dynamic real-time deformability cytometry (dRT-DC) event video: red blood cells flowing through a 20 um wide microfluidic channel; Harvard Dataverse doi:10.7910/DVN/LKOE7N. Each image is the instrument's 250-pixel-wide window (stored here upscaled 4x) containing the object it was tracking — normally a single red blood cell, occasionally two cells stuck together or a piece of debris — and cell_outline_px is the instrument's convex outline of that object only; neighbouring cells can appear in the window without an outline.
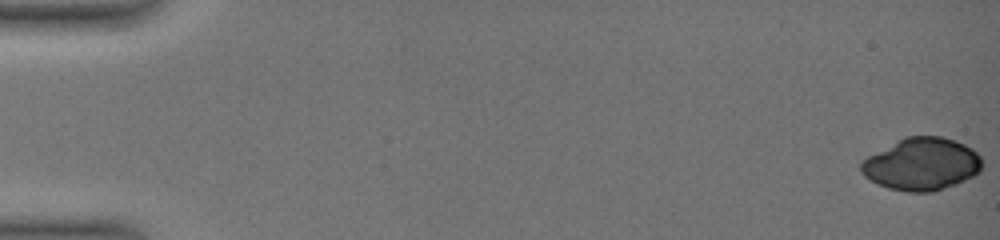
{"species": "common noctule bat (a hibernating species)", "species_latin": "Nyctalus noctula", "temperature_condition": "warm", "stored_images_in_passage": 50, "camera_frame_rate_fps": 3000, "um_per_image_px": 0.085, "animal": {"sex": "female", "body_mass_g": 19.0, "forearm_length_mm": 51.5}, "frame": {"image": 1, "passage_image": 1, "time_ms": 0.0, "image_size_px": [1000, 240], "cell_outline_px": [[984, 164], [980, 172], [956, 184], [932, 192], [908, 192], [888, 188], [864, 176], [860, 172], [860, 160], [904, 136], [940, 136], [956, 140], [972, 148], [980, 156]], "centroid_in_image_um": [78.35, 13.94], "position_along_channel_um": 6.7, "area_um2": 37.22}}